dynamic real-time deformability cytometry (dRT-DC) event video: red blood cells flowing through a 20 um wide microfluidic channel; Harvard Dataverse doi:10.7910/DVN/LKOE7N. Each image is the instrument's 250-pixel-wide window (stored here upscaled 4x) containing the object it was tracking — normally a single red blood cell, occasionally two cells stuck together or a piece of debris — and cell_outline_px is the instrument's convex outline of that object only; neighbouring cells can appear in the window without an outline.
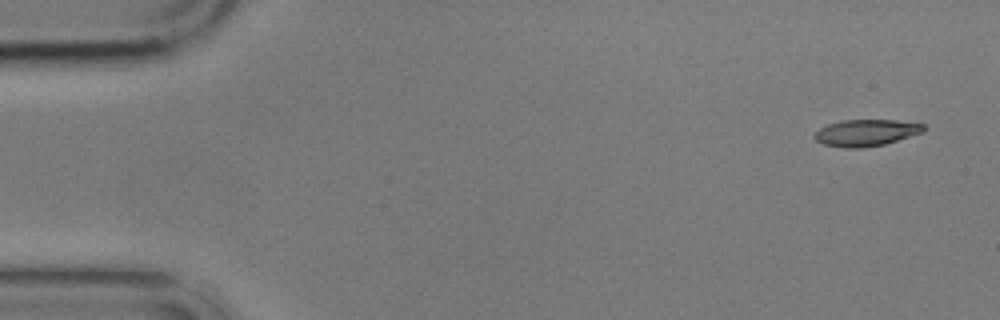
{"species": "common noctule bat (a hibernating species)", "species_latin": "Nyctalus noctula", "temperature_condition": "cold", "stored_images_in_passage": 6, "camera_frame_rate_fps": 3000, "um_per_image_px": 0.085, "animal": {"sex": "male", "body_mass_g": 17.9}, "frame": {"image": 1, "passage_image": 1, "time_ms": 0.0, "image_size_px": [1000, 320], "cell_outline_px": [[928, 128], [924, 132], [884, 144], [864, 148], [844, 148], [824, 144], [816, 140], [812, 136], [820, 128], [828, 124], [840, 120], [896, 120], [924, 124]], "centroid_in_image_um": [73.63, 11.28], "position_along_channel_um": 11.4, "area_um2": 17.05}}
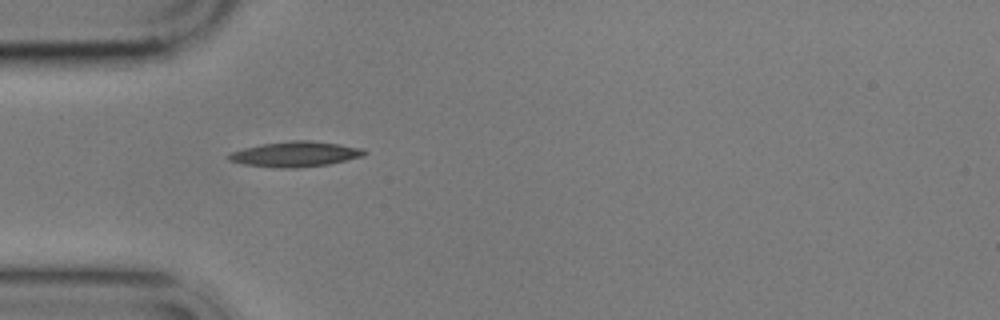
{"frame": {"image": 2, "passage_image": 5, "time_ms": 4.667, "image_size_px": [1000, 320], "cell_outline_px": [[368, 152], [364, 156], [328, 164], [296, 168], [276, 168], [244, 164], [228, 160], [224, 156], [228, 152], [260, 144], [288, 140], [308, 140], [340, 144], [364, 148]], "centroid_in_image_um": [25.07, 13.09], "position_along_channel_um": 59.9, "area_um2": 20.29}}
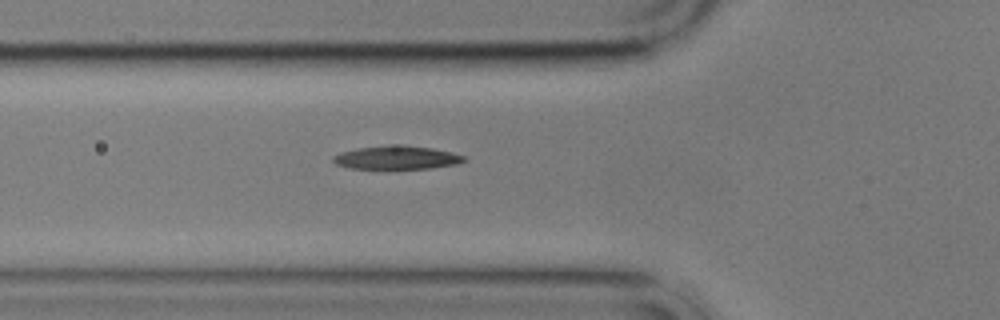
{"frame": {"image": 3, "passage_image": 6, "time_ms": 5.667, "image_size_px": [1000, 320], "cell_outline_px": [[468, 160], [456, 164], [432, 168], [388, 172], [352, 168], [336, 164], [332, 160], [332, 156], [340, 152], [356, 148], [388, 144], [404, 144], [432, 148], [452, 152], [464, 156]], "centroid_in_image_um": [33.69, 13.43], "position_along_channel_um": 92.1, "area_um2": 19.19}}